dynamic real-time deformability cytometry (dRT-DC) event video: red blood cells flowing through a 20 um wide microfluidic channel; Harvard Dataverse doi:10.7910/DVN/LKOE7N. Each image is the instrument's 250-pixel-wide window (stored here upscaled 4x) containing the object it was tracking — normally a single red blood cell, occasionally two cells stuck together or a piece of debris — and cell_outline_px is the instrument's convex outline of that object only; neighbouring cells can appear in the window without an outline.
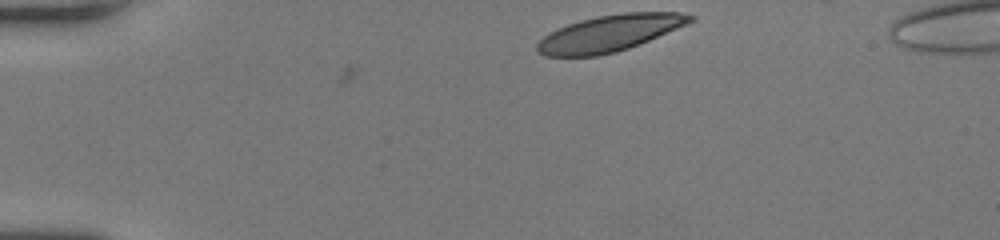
{"species": "human", "species_latin": "Homo sapiens", "temperature_condition": "room temperature", "stored_images_in_passage": 35, "camera_frame_rate_fps": 3000, "um_per_image_px": 0.085, "donor": {"sex": "female"}, "frame": {"image": 1, "passage_image": 1, "time_ms": 0.0, "image_size_px": [1000, 240], "cell_outline_px": [[696, 20], [648, 40], [628, 48], [616, 52], [596, 56], [544, 56], [536, 52], [536, 44], [544, 36], [568, 24], [580, 20], [596, 16], [624, 12], [680, 12], [696, 16]], "centroid_in_image_um": [51.82, 2.82], "position_along_channel_um": 33.2, "area_um2": 32.25}}
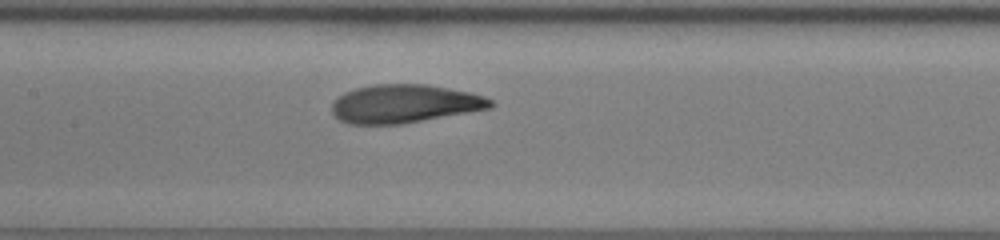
{"frame": {"image": 2, "passage_image": 17, "time_ms": 5.333, "image_size_px": [1000, 240], "cell_outline_px": [[496, 104], [492, 108], [400, 124], [348, 124], [340, 120], [332, 112], [332, 104], [344, 92], [356, 88], [376, 84], [428, 84], [468, 92], [484, 96], [492, 100]], "centroid_in_image_um": [34.4, 8.82], "position_along_channel_um": 173.0, "area_um2": 35.32}}
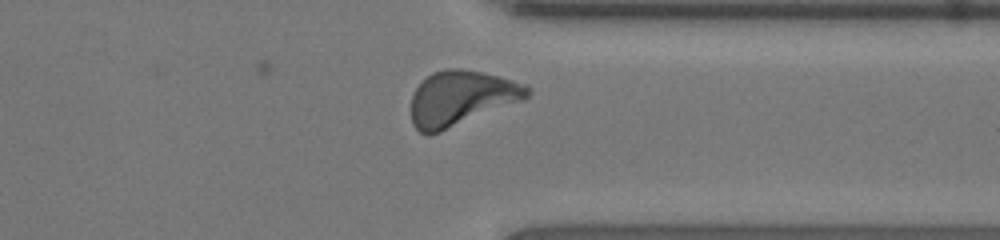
{"frame": {"image": 3, "passage_image": 32, "time_ms": 10.333, "image_size_px": [1000, 240], "cell_outline_px": [[532, 92], [524, 100], [440, 132], [428, 136], [420, 132], [412, 124], [412, 96], [416, 88], [432, 72], [448, 68], [464, 68], [528, 84], [532, 88]], "centroid_in_image_um": [39.23, 8.35], "position_along_channel_um": 372.2, "area_um2": 37.22}, "authors_computed_cell_mechanics": {"area_um2": 35.3736, "velocity_mm_per_s": 3.9965, "shape_relaxation_time_tau1_ms": 4.5909, "shape_relaxation_time_tau2_ms": 1.1349, "deformation_change_tau1": 0.1928, "deformation_change_tau2": 0.0765}}